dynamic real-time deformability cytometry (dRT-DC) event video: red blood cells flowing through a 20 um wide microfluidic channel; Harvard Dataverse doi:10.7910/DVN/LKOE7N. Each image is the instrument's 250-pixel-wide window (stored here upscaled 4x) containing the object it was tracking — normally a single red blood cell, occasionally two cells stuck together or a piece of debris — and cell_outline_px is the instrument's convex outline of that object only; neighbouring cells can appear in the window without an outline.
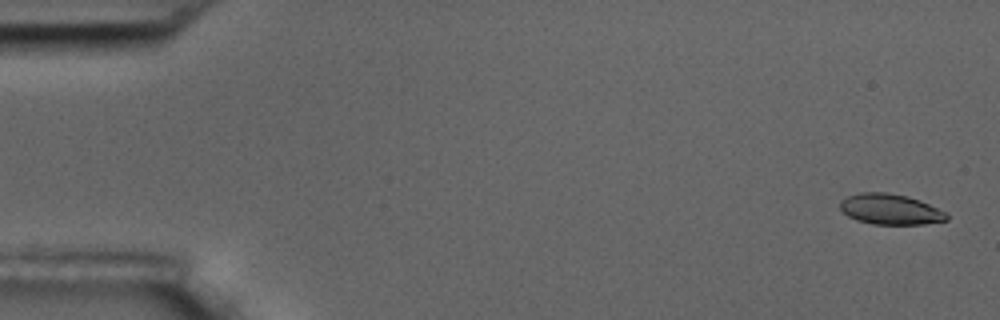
{"species": "common noctule bat (a hibernating species)", "species_latin": "Nyctalus noctula", "temperature_condition": "room temperature", "stored_images_in_passage": 5, "camera_frame_rate_fps": 3000, "um_per_image_px": 0.085, "animal": {"sex": "male", "body_mass_g": 17.5, "forearm_length_mm": 52.3}, "frame": {"image": 1, "passage_image": 1, "time_ms": 0.0, "image_size_px": [1000, 320], "cell_outline_px": [[948, 220], [924, 224], [872, 224], [856, 220], [848, 216], [840, 208], [840, 200], [848, 196], [860, 192], [888, 192], [908, 196], [920, 200], [948, 212]], "centroid_in_image_um": [75.7, 17.78], "position_along_channel_um": 9.3, "area_um2": 19.19}}
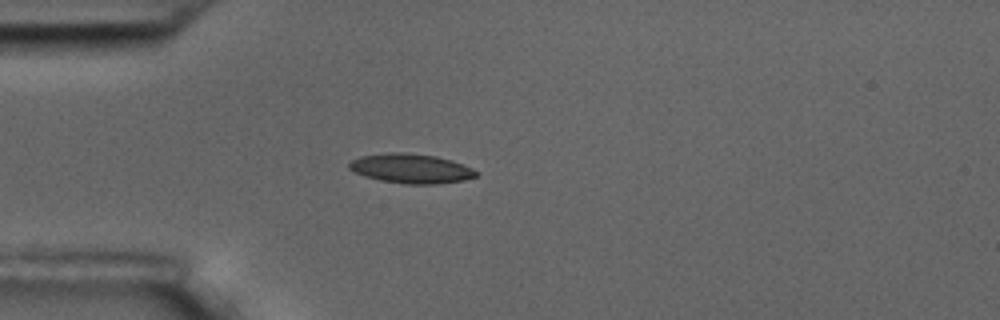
{"frame": {"image": 2, "passage_image": 5, "time_ms": 4.667, "image_size_px": [1000, 320], "cell_outline_px": [[480, 172], [476, 176], [464, 180], [436, 184], [408, 184], [380, 180], [364, 176], [348, 168], [348, 164], [352, 160], [360, 156], [392, 152], [404, 152], [436, 156], [452, 160], [472, 168]], "centroid_in_image_um": [34.95, 14.32], "position_along_channel_um": 50.0, "area_um2": 21.79}}